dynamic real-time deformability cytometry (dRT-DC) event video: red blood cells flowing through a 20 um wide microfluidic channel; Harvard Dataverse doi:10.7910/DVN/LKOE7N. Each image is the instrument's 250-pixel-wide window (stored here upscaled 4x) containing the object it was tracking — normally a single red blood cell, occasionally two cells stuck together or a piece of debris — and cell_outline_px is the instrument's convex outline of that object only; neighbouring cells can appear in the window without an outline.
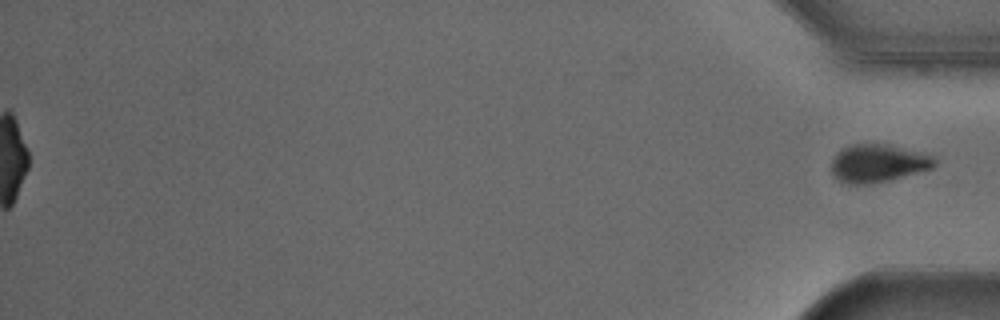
{"species": "Egyptian fruit bat (a non-hibernating species)", "species_latin": "Rousettus aegyptiacus", "temperature_condition": "cold", "stored_images_in_passage": 54, "segment_of_instrument_passage": [2, 2], "camera_frame_rate_fps": 3000, "um_per_image_px": 0.085, "animal": {"sex": "male"}, "frame": {"image": 1, "passage_image": 54, "time_ms": 17.667, "image_size_px": [1000, 320], "cell_outline_px": [[936, 164], [932, 168], [888, 180], [872, 184], [848, 184], [832, 176], [832, 160], [844, 148], [852, 144], [888, 144], [932, 156], [936, 160]], "centroid_in_image_um": [74.61, 13.89], "position_along_channel_um": 360.6, "area_um2": 22.37}}